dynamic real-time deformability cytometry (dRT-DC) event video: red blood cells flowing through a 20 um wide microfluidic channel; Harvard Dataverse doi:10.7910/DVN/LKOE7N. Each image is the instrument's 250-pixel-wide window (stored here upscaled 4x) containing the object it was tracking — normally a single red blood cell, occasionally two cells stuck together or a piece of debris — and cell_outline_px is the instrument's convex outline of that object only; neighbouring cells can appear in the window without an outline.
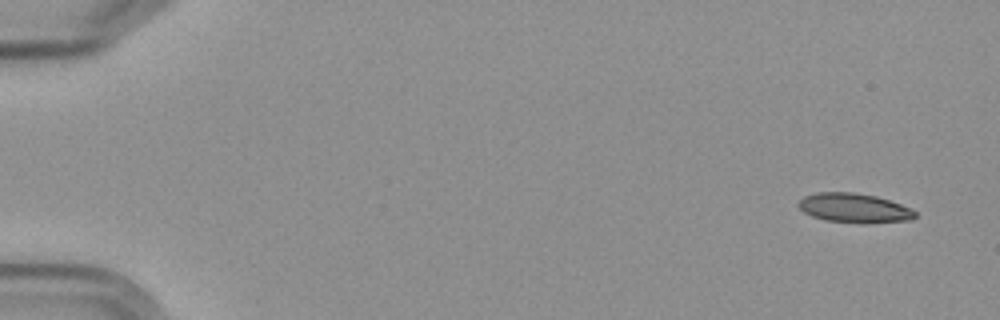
{"species": "Egyptian fruit bat (a non-hibernating species)", "species_latin": "Rousettus aegyptiacus", "temperature_condition": "cold", "stored_images_in_passage": 5, "camera_frame_rate_fps": 3000, "um_per_image_px": 0.085, "frame": {"image": 1, "passage_image": 1, "time_ms": 0.0, "image_size_px": [1000, 320], "cell_outline_px": [[916, 216], [912, 220], [864, 224], [824, 220], [812, 216], [804, 212], [796, 204], [804, 196], [816, 192], [852, 192], [876, 196], [912, 208], [916, 212]], "centroid_in_image_um": [72.61, 17.69], "position_along_channel_um": 12.4, "area_um2": 20.17}}
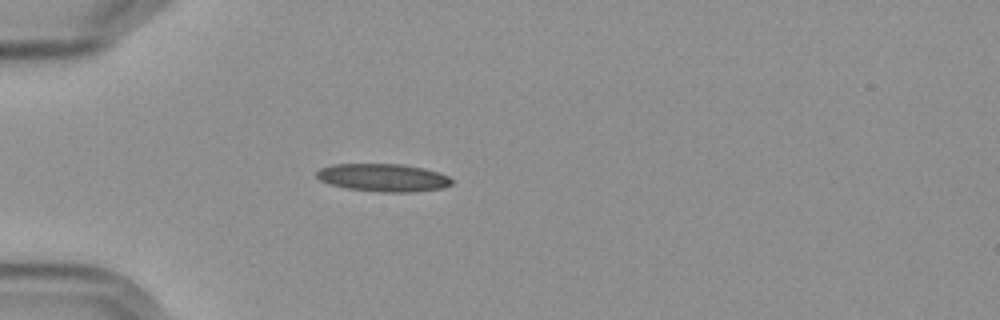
{"frame": {"image": 2, "passage_image": 5, "time_ms": 4.667, "image_size_px": [1000, 320], "cell_outline_px": [[452, 184], [444, 188], [412, 192], [380, 192], [348, 188], [328, 184], [320, 180], [316, 176], [316, 172], [320, 168], [332, 164], [400, 164], [424, 168], [448, 176], [452, 180]], "centroid_in_image_um": [32.56, 15.1], "position_along_channel_um": 52.4, "area_um2": 21.91}}